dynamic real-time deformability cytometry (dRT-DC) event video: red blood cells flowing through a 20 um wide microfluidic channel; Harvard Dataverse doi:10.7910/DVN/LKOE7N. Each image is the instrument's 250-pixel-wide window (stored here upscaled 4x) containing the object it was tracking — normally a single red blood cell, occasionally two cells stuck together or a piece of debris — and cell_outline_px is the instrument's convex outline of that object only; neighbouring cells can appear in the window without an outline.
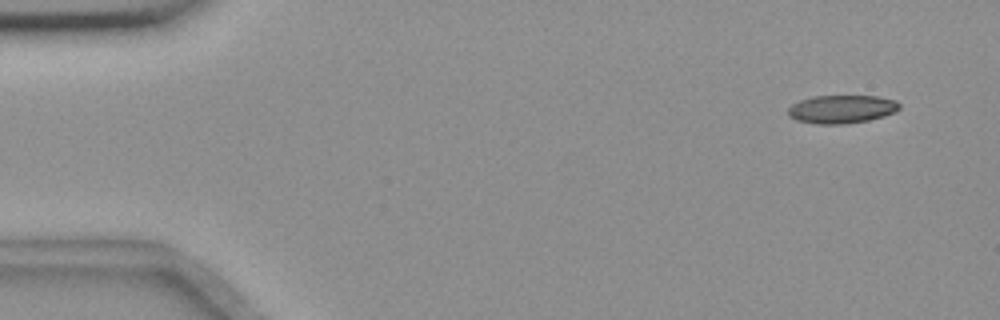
{"species": "common noctule bat (a hibernating species)", "species_latin": "Nyctalus noctula", "temperature_condition": "room temperature", "stored_images_in_passage": 13, "camera_frame_rate_fps": 3000, "um_per_image_px": 0.085, "animal": {"sex": "female", "body_mass_g": 18.4}, "frame": {"image": 1, "passage_image": 1, "time_ms": 0.0, "image_size_px": [1000, 320], "cell_outline_px": [[900, 108], [896, 112], [884, 116], [868, 120], [844, 124], [820, 124], [796, 120], [788, 116], [788, 108], [792, 104], [800, 100], [812, 96], [876, 96], [896, 100], [900, 104]], "centroid_in_image_um": [71.55, 9.27], "position_along_channel_um": 13.5, "area_um2": 18.38}}
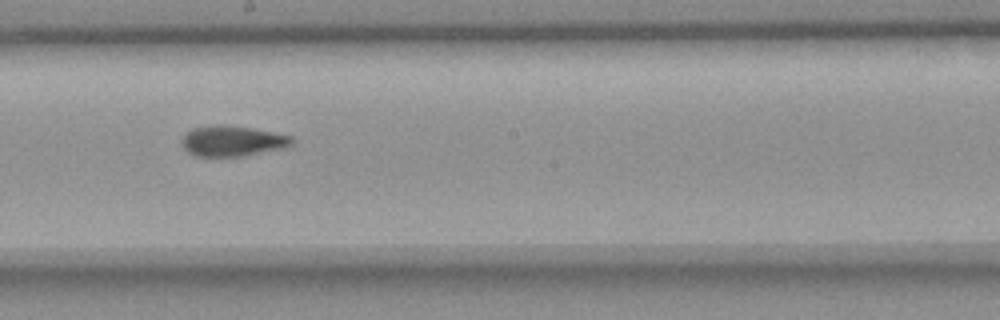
{"frame": {"image": 2, "passage_image": 8, "time_ms": 9.0, "image_size_px": [1000, 320], "cell_outline_px": [[292, 144], [284, 148], [244, 156], [196, 156], [188, 152], [180, 144], [180, 140], [192, 128], [212, 124], [220, 124], [252, 128], [292, 136]], "centroid_in_image_um": [19.72, 11.98], "position_along_channel_um": 228.5, "area_um2": 19.65}}
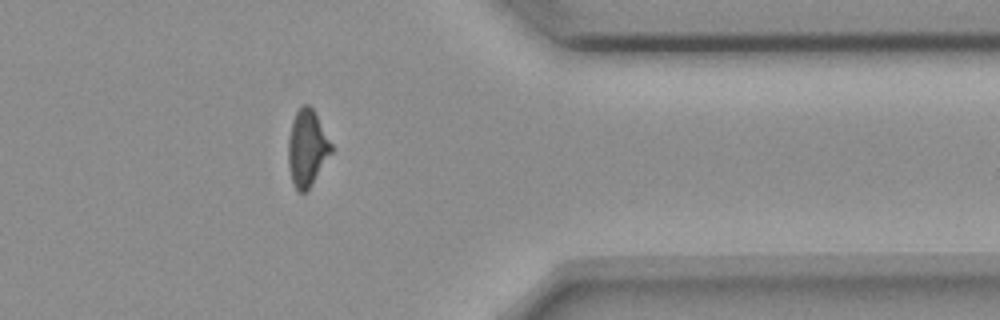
{"frame": {"image": 3, "passage_image": 12, "time_ms": 13.667, "image_size_px": [1000, 320], "cell_outline_px": [[332, 152], [308, 188], [304, 192], [300, 192], [296, 188], [292, 180], [288, 164], [288, 140], [292, 120], [296, 112], [304, 104], [308, 104], [316, 112], [332, 144]], "centroid_in_image_um": [26.1, 12.53], "position_along_channel_um": 385.3, "area_um2": 18.9}, "authors_computed_cell_mechanics": {"area_um2": 19.3052, "velocity_mm_per_s": 3.6645, "shape_relaxation_time_tau1_ms": 7.8283, "shape_relaxation_time_tau2_ms": 2.4096, "deformation_change_tau1": 0.1568, "deformation_change_tau2": 0.0679}}